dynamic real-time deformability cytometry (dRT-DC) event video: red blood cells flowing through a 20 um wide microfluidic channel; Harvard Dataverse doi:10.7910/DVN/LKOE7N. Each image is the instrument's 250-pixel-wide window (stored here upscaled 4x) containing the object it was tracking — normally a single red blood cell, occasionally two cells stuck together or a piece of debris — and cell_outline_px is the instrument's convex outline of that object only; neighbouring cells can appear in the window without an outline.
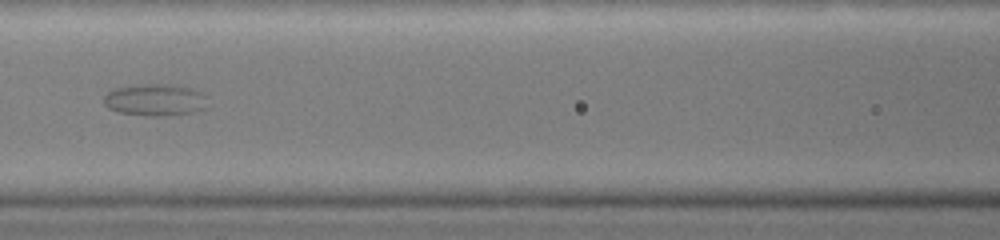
{"species": "common noctule bat (a hibernating species)", "species_latin": "Nyctalus noctula", "temperature_condition": "warm", "stored_images_in_passage": 10, "camera_frame_rate_fps": 3000, "um_per_image_px": 0.085, "animal": {"sex": "female", "body_mass_g": 19.0, "forearm_length_mm": 51.5}, "frame": {"image": 1, "passage_image": 5, "time_ms": 3.667, "image_size_px": [1000, 240], "cell_outline_px": [[208, 108], [192, 112], [164, 116], [144, 116], [120, 112], [108, 108], [104, 104], [104, 96], [108, 92], [116, 88], [140, 84], [172, 84], [192, 88], [204, 92], [208, 96]], "centroid_in_image_um": [13.26, 8.49], "position_along_channel_um": 153.3, "area_um2": 19.71}}
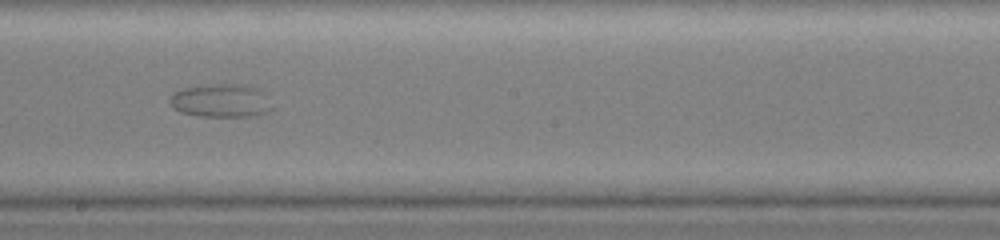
{"frame": {"image": 2, "passage_image": 8, "time_ms": 5.333, "image_size_px": [1000, 240], "cell_outline_px": [[272, 108], [256, 116], [200, 116], [180, 112], [172, 108], [168, 100], [172, 92], [184, 88], [212, 84], [240, 84], [256, 88], [260, 92]], "centroid_in_image_um": [18.67, 8.56], "position_along_channel_um": 229.5, "area_um2": 19.54}}
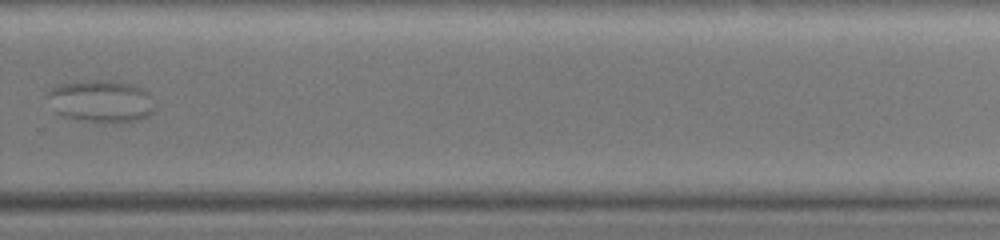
{"frame": {"image": 3, "passage_image": 10, "time_ms": 7.333, "image_size_px": [1000, 240], "cell_outline_px": [[156, 104], [152, 112], [148, 116], [140, 120], [120, 124], [104, 124], [76, 120], [60, 116], [56, 112], [48, 96], [48, 92], [52, 88], [60, 84], [84, 80], [112, 80], [132, 84], [144, 88], [152, 96]], "centroid_in_image_um": [8.65, 8.64], "position_along_channel_um": 321.1, "area_um2": 27.34}}